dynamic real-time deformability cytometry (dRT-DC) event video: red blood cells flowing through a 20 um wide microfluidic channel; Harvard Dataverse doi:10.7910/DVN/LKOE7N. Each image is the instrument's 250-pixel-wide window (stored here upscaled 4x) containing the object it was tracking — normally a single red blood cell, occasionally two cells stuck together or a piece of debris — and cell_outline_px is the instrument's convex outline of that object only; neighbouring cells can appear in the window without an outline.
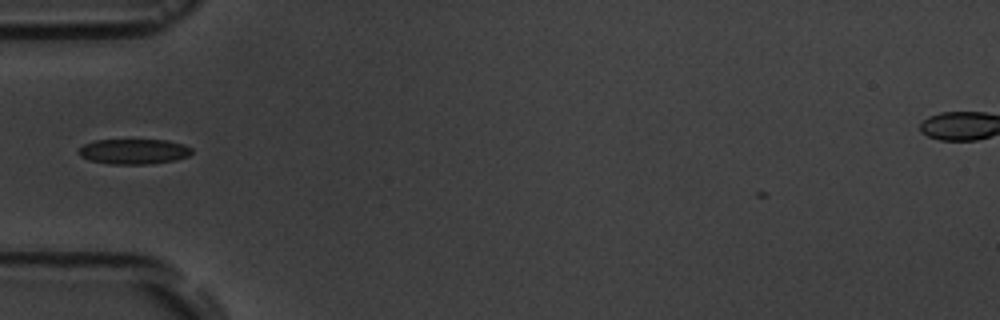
{"species": "common noctule bat (a hibernating species)", "species_latin": "Nyctalus noctula", "temperature_condition": "room temperature", "stored_images_in_passage": 1, "camera_frame_rate_fps": 3000, "um_per_image_px": 0.085, "animal": {"sex": "male", "body_mass_g": 19.5, "forearm_length_mm": 54.6}, "frame": {"image": 1, "passage_image": 1, "time_ms": 0.0, "image_size_px": [1000, 320], "cell_outline_px": [[192, 152], [188, 156], [176, 160], [152, 164], [108, 164], [88, 160], [80, 156], [76, 152], [84, 144], [96, 140], [168, 140], [184, 144], [192, 148]], "centroid_in_image_um": [11.37, 12.88], "position_along_channel_um": 73.6, "area_um2": 16.82}}